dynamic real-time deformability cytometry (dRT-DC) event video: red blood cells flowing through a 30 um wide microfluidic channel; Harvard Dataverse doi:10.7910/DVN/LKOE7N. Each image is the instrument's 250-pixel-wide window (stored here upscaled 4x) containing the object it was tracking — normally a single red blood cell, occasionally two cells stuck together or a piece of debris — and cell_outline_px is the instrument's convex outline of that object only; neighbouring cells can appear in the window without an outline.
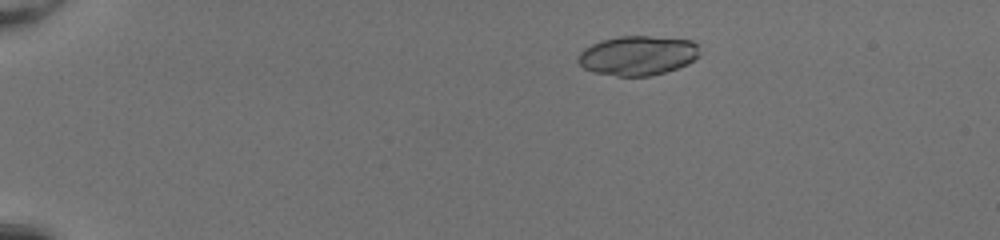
{"species": "common noctule bat (a hibernating species)", "species_latin": "Nyctalus noctula", "temperature_condition": "room temperature", "stored_images_in_passage": 50, "camera_frame_rate_fps": 3000, "um_per_image_px": 0.085, "animal": {"sex": "female", "body_mass_g": 20.0, "forearm_length_mm": 54.0}, "frame": {"image": 1, "passage_image": 9, "time_ms": 2.667, "image_size_px": [1000, 240], "cell_outline_px": [[700, 56], [688, 64], [652, 76], [616, 76], [592, 72], [584, 68], [576, 60], [576, 56], [584, 48], [592, 44], [604, 40], [620, 36], [648, 36], [692, 40], [696, 44]], "centroid_in_image_um": [54.19, 4.73], "position_along_channel_um": 30.8, "area_um2": 28.03}}
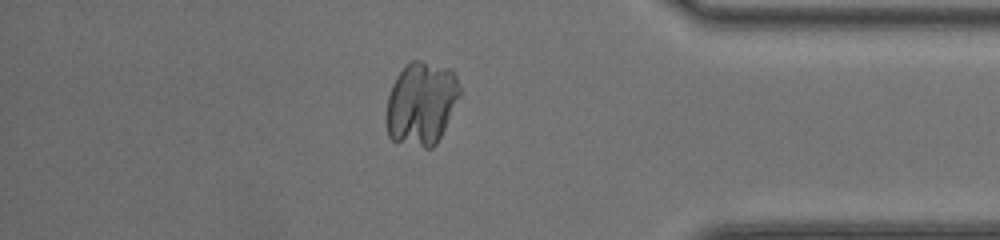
{"frame": {"image": 2, "passage_image": 44, "time_ms": 14.333, "image_size_px": [1000, 240], "cell_outline_px": [[460, 96], [436, 144], [432, 148], [424, 148], [392, 140], [388, 136], [384, 120], [384, 116], [388, 96], [392, 84], [396, 76], [412, 60], [420, 60], [448, 68], [456, 76], [460, 88]], "centroid_in_image_um": [35.77, 8.81], "position_along_channel_um": 399.4, "area_um2": 35.78}}